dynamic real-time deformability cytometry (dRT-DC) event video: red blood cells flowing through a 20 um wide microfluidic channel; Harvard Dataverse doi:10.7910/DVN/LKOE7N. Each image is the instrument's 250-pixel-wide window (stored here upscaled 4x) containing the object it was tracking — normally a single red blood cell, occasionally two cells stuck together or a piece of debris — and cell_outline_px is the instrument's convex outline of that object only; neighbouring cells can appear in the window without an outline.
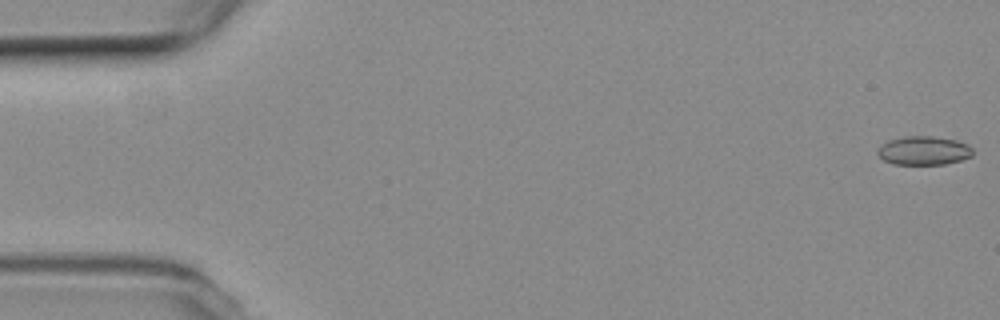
{"species": "common noctule bat (a hibernating species)", "species_latin": "Nyctalus noctula", "temperature_condition": "room temperature", "stored_images_in_passage": 55, "camera_frame_rate_fps": 3000, "um_per_image_px": 0.085, "animal": {"sex": "female", "body_mass_g": 19.3, "forearm_length_mm": 54.1}, "frame": {"image": 1, "passage_image": 1, "time_ms": 0.0, "image_size_px": [1000, 320], "cell_outline_px": [[972, 156], [960, 160], [944, 164], [892, 164], [884, 160], [876, 152], [888, 140], [904, 136], [932, 136], [956, 140], [968, 144], [972, 148]], "centroid_in_image_um": [78.53, 12.79], "position_along_channel_um": 6.5, "area_um2": 15.84}}
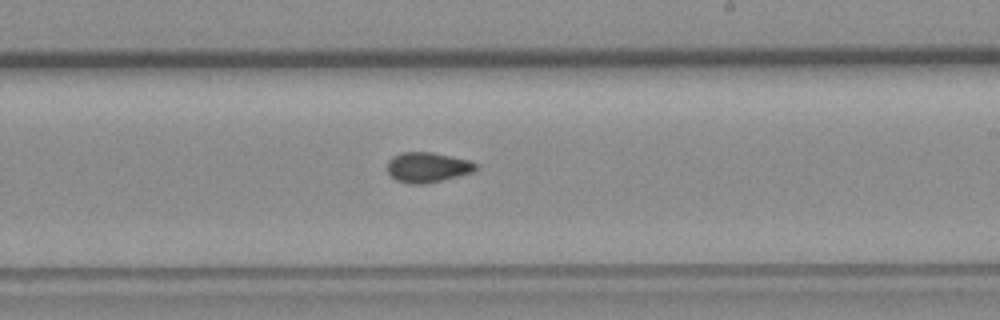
{"frame": {"image": 2, "passage_image": 32, "time_ms": 10.333, "image_size_px": [1000, 320], "cell_outline_px": [[476, 168], [472, 172], [424, 184], [408, 184], [396, 180], [388, 172], [388, 160], [392, 156], [400, 152], [432, 152], [472, 160], [476, 164]], "centroid_in_image_um": [36.31, 14.2], "position_along_channel_um": 252.7, "area_um2": 15.49}}
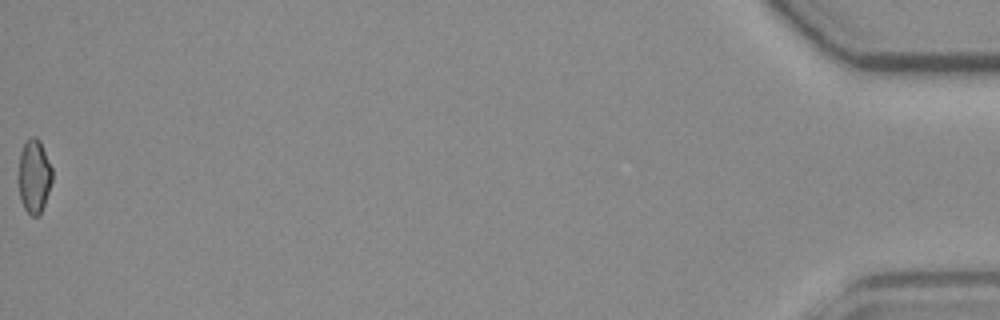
{"frame": {"image": 3, "passage_image": 55, "time_ms": 18.0, "image_size_px": [1000, 320], "cell_outline_px": [[52, 180], [40, 216], [32, 216], [24, 208], [20, 200], [16, 180], [16, 176], [20, 152], [24, 144], [32, 136], [36, 136], [40, 140], [52, 168]], "centroid_in_image_um": [2.86, 14.99], "position_along_channel_um": 432.3, "area_um2": 14.91}, "authors_computed_cell_mechanics": {"area_um2": 15.2014, "velocity_mm_per_s": 3.7723, "shape_relaxation_time_tau1_ms": 5.7245, "shape_relaxation_time_tau2_ms": 1.7947, "deformation_change_tau1": 0.1107, "deformation_change_tau2": 0.0643}}